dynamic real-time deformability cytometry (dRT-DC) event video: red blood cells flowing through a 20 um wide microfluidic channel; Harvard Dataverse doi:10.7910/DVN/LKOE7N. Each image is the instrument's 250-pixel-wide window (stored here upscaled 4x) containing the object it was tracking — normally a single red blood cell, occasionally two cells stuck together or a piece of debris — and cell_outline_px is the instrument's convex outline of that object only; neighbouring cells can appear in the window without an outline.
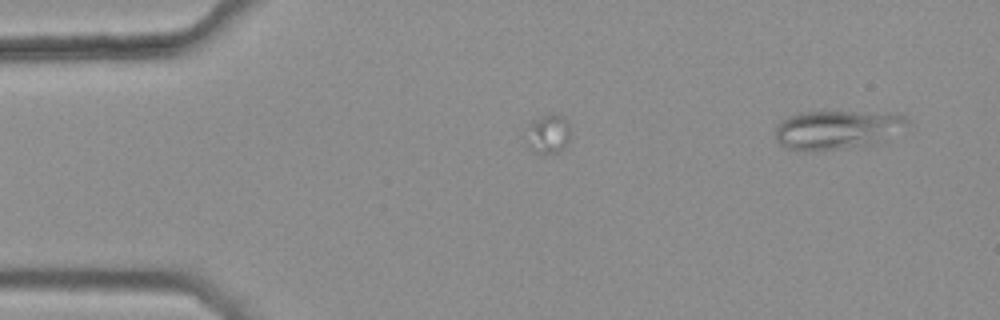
{"species": "common noctule bat (a hibernating species)", "species_latin": "Nyctalus noctula", "temperature_condition": "warm", "stored_images_in_passage": 2, "camera_frame_rate_fps": 3000, "um_per_image_px": 0.085, "animal": {"sex": "female", "body_mass_g": 25.1}, "frame": {"image": 1, "passage_image": 2, "time_ms": 0.333, "image_size_px": [1000, 320], "cell_outline_px": [[912, 124], [868, 148], [808, 152], [804, 152], [784, 148], [776, 140], [776, 124], [780, 120], [788, 116], [804, 112], [896, 112], [904, 116]], "centroid_in_image_um": [71.18, 11.06], "position_along_channel_um": 13.8, "area_um2": 31.15}}